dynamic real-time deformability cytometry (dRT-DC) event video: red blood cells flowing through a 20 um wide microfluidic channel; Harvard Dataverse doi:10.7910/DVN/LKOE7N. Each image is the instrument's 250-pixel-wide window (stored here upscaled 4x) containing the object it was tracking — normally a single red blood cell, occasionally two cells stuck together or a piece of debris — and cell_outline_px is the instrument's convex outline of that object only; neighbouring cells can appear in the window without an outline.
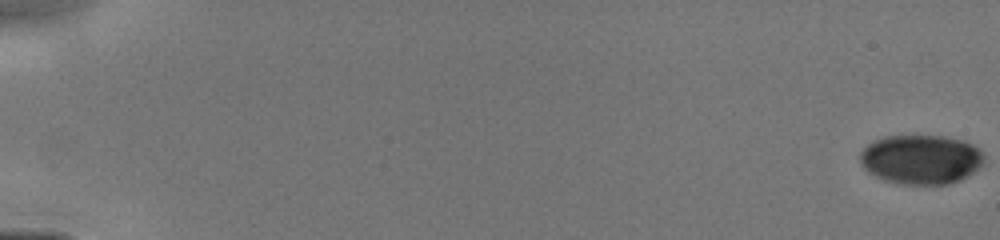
{"species": "human", "species_latin": "Homo sapiens", "temperature_condition": "cold", "stored_images_in_passage": 15, "camera_frame_rate_fps": 3000, "um_per_image_px": 0.085, "donor": {"sex": "male"}, "frame": {"image": 1, "passage_image": 1, "time_ms": 0.0, "image_size_px": [1000, 240], "cell_outline_px": [[984, 160], [968, 176], [960, 180], [948, 184], [896, 184], [884, 180], [868, 172], [864, 168], [860, 160], [860, 152], [872, 140], [884, 136], [944, 136], [964, 140], [980, 148], [984, 152]], "centroid_in_image_um": [78.27, 13.54], "position_along_channel_um": 6.7, "area_um2": 35.89}}
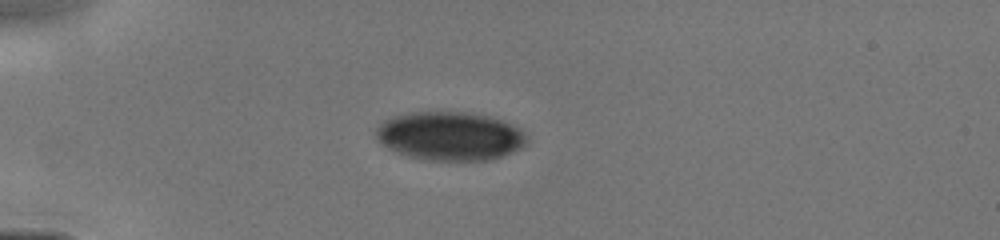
{"frame": {"image": 2, "passage_image": 11, "time_ms": 4.667, "image_size_px": [1000, 240], "cell_outline_px": [[528, 144], [512, 152], [488, 160], [432, 160], [408, 156], [388, 148], [380, 144], [376, 136], [376, 128], [384, 120], [392, 116], [412, 112], [464, 112], [488, 116], [504, 120], [520, 128], [528, 136]], "centroid_in_image_um": [38.27, 11.55], "position_along_channel_um": 46.7, "area_um2": 42.83}}
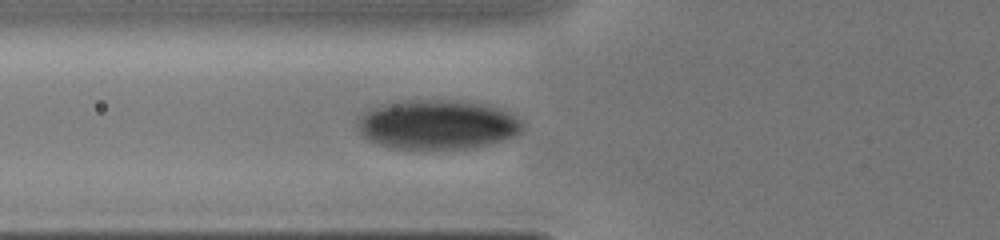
{"frame": {"image": 3, "passage_image": 15, "time_ms": 6.333, "image_size_px": [1000, 240], "cell_outline_px": [[524, 128], [516, 136], [504, 140], [472, 148], [388, 148], [376, 144], [360, 136], [360, 112], [380, 104], [404, 100], [456, 100], [484, 104], [504, 108], [516, 116], [524, 124]], "centroid_in_image_um": [37.19, 10.57], "position_along_channel_um": 88.6, "area_um2": 48.09}}